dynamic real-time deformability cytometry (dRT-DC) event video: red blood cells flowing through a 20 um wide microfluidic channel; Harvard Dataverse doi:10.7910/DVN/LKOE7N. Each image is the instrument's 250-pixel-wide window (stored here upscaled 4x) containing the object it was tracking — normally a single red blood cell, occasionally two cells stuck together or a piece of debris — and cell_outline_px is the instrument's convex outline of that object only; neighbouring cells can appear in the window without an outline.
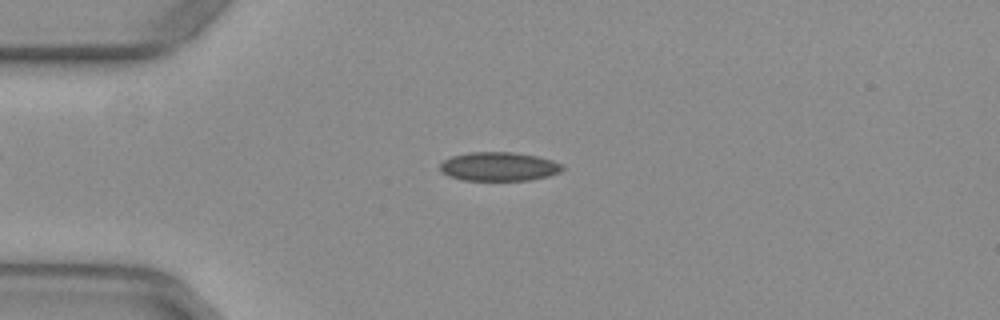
{"species": "common noctule bat (a hibernating species)", "species_latin": "Nyctalus noctula", "temperature_condition": "warm", "stored_images_in_passage": 47, "camera_frame_rate_fps": 3000, "um_per_image_px": 0.085, "animal": {"sex": "female", "body_mass_g": 29.2, "forearm_length_mm": 56.3}, "frame": {"image": 1, "passage_image": 8, "time_ms": 2.333, "image_size_px": [1000, 320], "cell_outline_px": [[564, 168], [560, 172], [548, 176], [528, 180], [464, 180], [448, 176], [440, 172], [440, 164], [444, 160], [452, 156], [468, 152], [512, 152], [536, 156], [552, 160], [564, 164]], "centroid_in_image_um": [42.4, 14.15], "position_along_channel_um": 42.6, "area_um2": 20.63}}
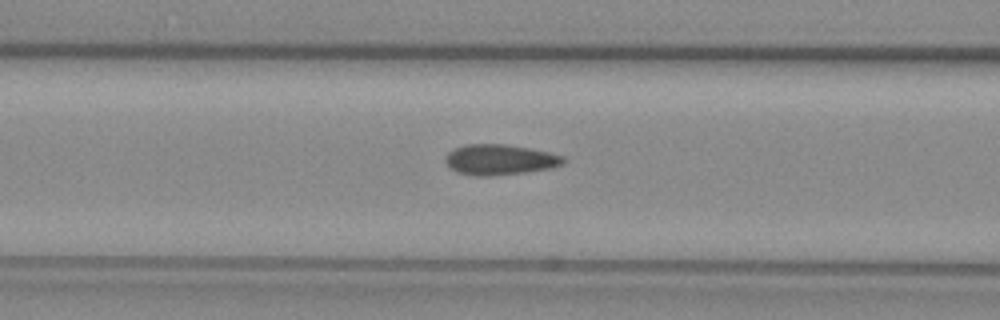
{"frame": {"image": 2, "passage_image": 16, "time_ms": 5.0, "image_size_px": [1000, 320], "cell_outline_px": [[568, 160], [564, 164], [552, 168], [524, 172], [488, 176], [476, 176], [456, 172], [444, 160], [448, 152], [452, 148], [464, 144], [504, 144], [532, 148], [564, 156]], "centroid_in_image_um": [42.5, 13.56], "position_along_channel_um": 124.1, "area_um2": 21.15}}
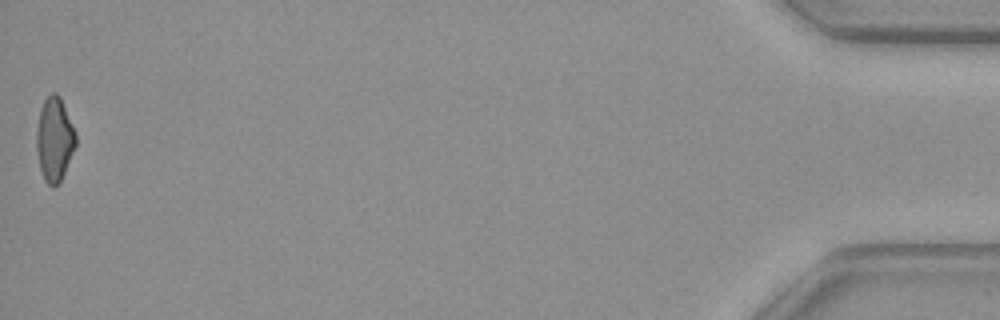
{"frame": {"image": 3, "passage_image": 47, "time_ms": 15.333, "image_size_px": [1000, 320], "cell_outline_px": [[76, 144], [64, 172], [60, 180], [52, 188], [44, 180], [40, 168], [36, 148], [36, 132], [40, 108], [44, 100], [52, 92], [56, 92], [60, 96], [76, 132]], "centroid_in_image_um": [4.62, 11.81], "position_along_channel_um": 430.6, "area_um2": 19.07}, "authors_computed_cell_mechanics": {"area_um2": 20.4612, "velocity_mm_per_s": 3.9558, "shape_relaxation_time_tau1_ms": null, "shape_relaxation_time_tau2_ms": 2.2341, "deformation_change_tau1": null, "deformation_change_tau2": 0.068}}